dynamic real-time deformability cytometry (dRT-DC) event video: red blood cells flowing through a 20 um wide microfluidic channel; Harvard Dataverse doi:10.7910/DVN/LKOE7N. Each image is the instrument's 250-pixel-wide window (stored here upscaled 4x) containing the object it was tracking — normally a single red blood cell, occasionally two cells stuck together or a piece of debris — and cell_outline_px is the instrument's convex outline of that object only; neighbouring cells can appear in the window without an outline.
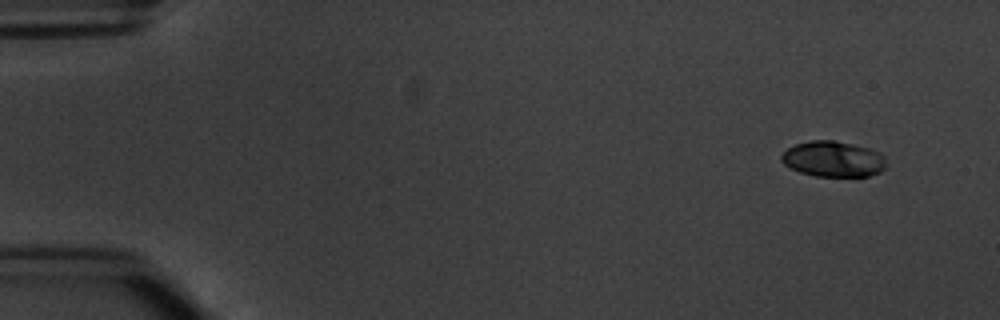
{"species": "common noctule bat (a hibernating species)", "species_latin": "Nyctalus noctula", "temperature_condition": "warm", "stored_images_in_passage": 8, "camera_frame_rate_fps": 3000, "um_per_image_px": 0.085, "animal": {"sex": "male", "body_mass_g": 20.1, "forearm_length_mm": 53.5}, "frame": {"image": 1, "passage_image": 1, "time_ms": 0.0, "image_size_px": [1000, 320], "cell_outline_px": [[884, 168], [880, 172], [868, 176], [816, 176], [800, 172], [784, 164], [780, 160], [780, 156], [788, 148], [796, 144], [812, 140], [832, 140], [852, 144], [868, 148], [880, 152], [884, 156]], "centroid_in_image_um": [70.81, 13.51], "position_along_channel_um": 14.2, "area_um2": 21.62}}
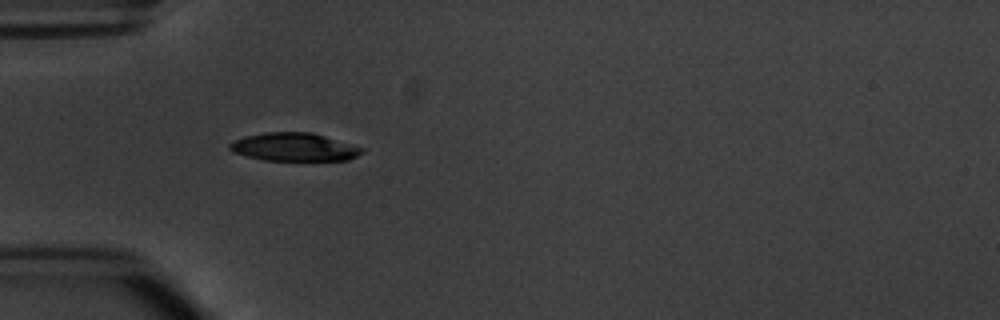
{"frame": {"image": 2, "passage_image": 4, "time_ms": 4.333, "image_size_px": [1000, 320], "cell_outline_px": [[364, 152], [348, 160], [264, 160], [232, 152], [228, 148], [228, 144], [232, 140], [244, 136], [264, 132], [312, 132], [352, 144], [364, 148]], "centroid_in_image_um": [24.98, 12.49], "position_along_channel_um": 60.0, "area_um2": 21.79}}
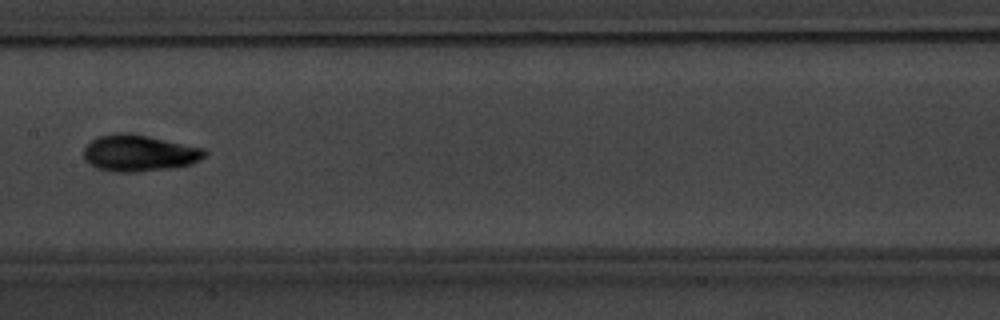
{"frame": {"image": 3, "passage_image": 7, "time_ms": 8.0, "image_size_px": [1000, 320], "cell_outline_px": [[208, 152], [200, 160], [192, 164], [172, 168], [136, 172], [116, 172], [96, 168], [88, 164], [84, 160], [84, 148], [92, 140], [100, 136], [120, 132], [128, 132], [148, 136], [204, 148]], "centroid_in_image_um": [11.82, 13.02], "position_along_channel_um": 195.6, "area_um2": 25.84}}